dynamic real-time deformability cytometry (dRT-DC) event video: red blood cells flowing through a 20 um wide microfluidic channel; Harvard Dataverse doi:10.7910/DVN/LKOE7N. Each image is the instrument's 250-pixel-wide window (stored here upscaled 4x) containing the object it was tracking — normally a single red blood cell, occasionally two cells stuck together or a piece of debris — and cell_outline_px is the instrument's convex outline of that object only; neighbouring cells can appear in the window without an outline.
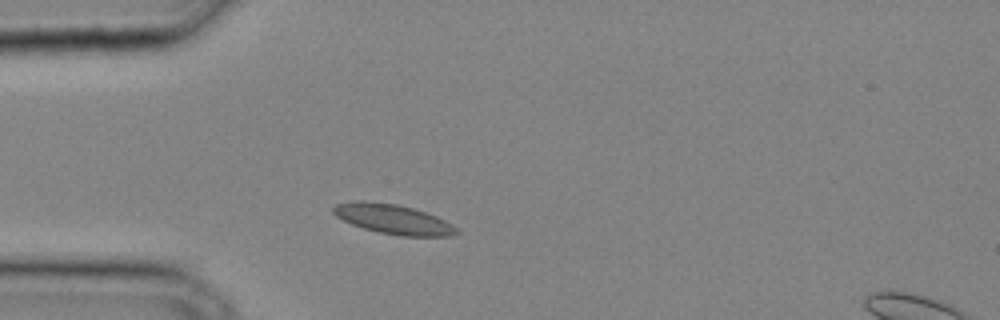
{"species": "common noctule bat (a hibernating species)", "species_latin": "Nyctalus noctula", "temperature_condition": "cold", "stored_images_in_passage": 26, "camera_frame_rate_fps": 3000, "um_per_image_px": 0.085, "animal": {"sex": "male", "body_mass_g": 20.4}, "frame": {"image": 1, "passage_image": 1, "time_ms": 0.0, "image_size_px": [1000, 320], "cell_outline_px": [[460, 232], [448, 236], [400, 236], [376, 232], [352, 224], [336, 216], [332, 212], [332, 208], [336, 204], [356, 200], [364, 200], [396, 204], [412, 208], [436, 216], [452, 224]], "centroid_in_image_um": [33.39, 18.63], "position_along_channel_um": 51.6, "area_um2": 21.27}}
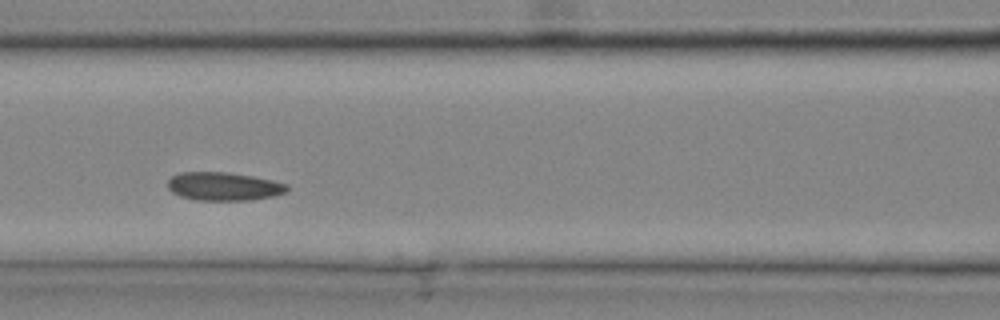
{"frame": {"image": 2, "passage_image": 7, "time_ms": 2.0, "image_size_px": [1000, 320], "cell_outline_px": [[288, 192], [272, 196], [248, 200], [196, 200], [180, 196], [172, 192], [168, 188], [168, 180], [172, 176], [180, 172], [228, 172], [252, 176], [272, 180], [288, 184]], "centroid_in_image_um": [19.01, 15.84], "position_along_channel_um": 147.6, "area_um2": 19.71}}
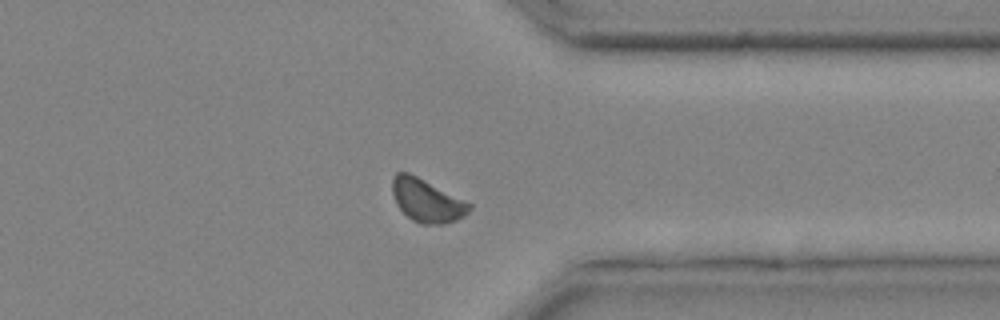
{"frame": {"image": 3, "passage_image": 20, "time_ms": 6.333, "image_size_px": [1000, 320], "cell_outline_px": [[472, 208], [464, 216], [456, 220], [444, 224], [420, 224], [412, 220], [396, 204], [392, 192], [392, 176], [396, 172], [408, 172], [472, 204]], "centroid_in_image_um": [36.26, 17.05], "position_along_channel_um": 375.1, "area_um2": 19.13}}